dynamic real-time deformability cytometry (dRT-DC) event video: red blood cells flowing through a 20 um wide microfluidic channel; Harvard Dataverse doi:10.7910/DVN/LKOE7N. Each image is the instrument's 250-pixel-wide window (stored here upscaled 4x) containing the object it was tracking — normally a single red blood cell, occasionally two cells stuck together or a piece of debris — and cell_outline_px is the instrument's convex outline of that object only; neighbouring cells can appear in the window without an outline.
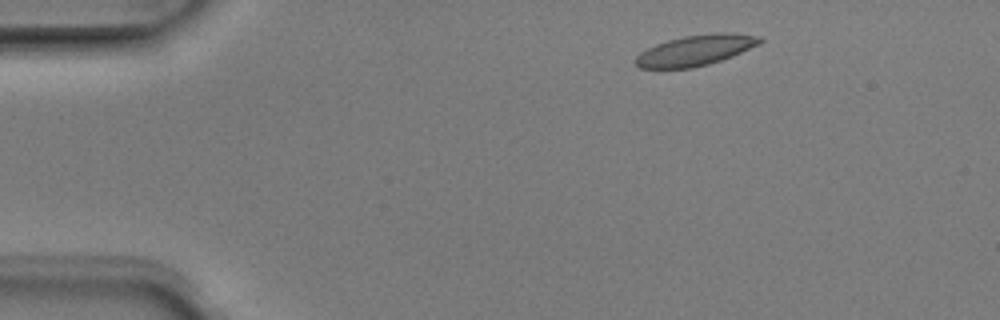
{"species": "Egyptian fruit bat (a non-hibernating species)", "species_latin": "Rousettus aegyptiacus", "temperature_condition": "room temperature", "stored_images_in_passage": 3, "camera_frame_rate_fps": 3000, "um_per_image_px": 0.085, "animal": {"sex": "male"}, "frame": {"image": 1, "passage_image": 1, "time_ms": 0.0, "image_size_px": [1000, 320], "cell_outline_px": [[764, 40], [760, 44], [732, 56], [708, 64], [692, 68], [640, 68], [632, 60], [640, 52], [656, 44], [668, 40], [684, 36], [716, 32], [736, 32], [764, 36]], "centroid_in_image_um": [59.17, 4.25], "position_along_channel_um": 25.8, "area_um2": 22.43}}